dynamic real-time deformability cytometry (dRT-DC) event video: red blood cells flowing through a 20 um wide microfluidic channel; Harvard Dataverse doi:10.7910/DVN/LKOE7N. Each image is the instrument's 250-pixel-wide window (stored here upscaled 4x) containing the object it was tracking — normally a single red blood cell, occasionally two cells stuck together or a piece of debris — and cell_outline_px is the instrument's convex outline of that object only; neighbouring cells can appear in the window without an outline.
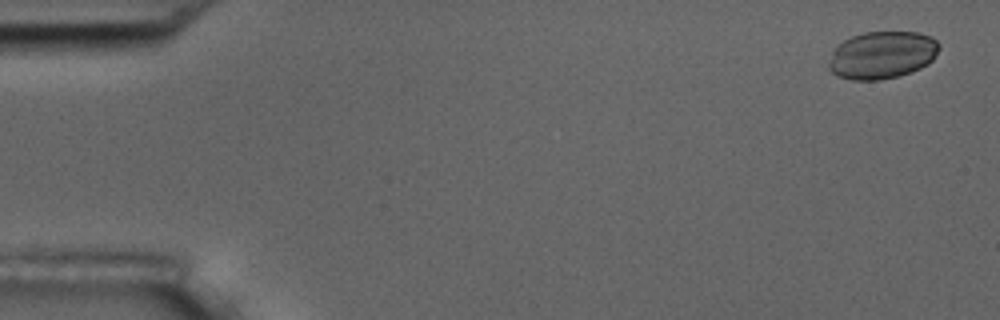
{"species": "common noctule bat (a hibernating species)", "species_latin": "Nyctalus noctula", "temperature_condition": "room temperature", "stored_images_in_passage": 57, "camera_frame_rate_fps": 3000, "um_per_image_px": 0.085, "animal": {"sex": "male", "body_mass_g": 17.5, "forearm_length_mm": 52.3}, "frame": {"image": 1, "passage_image": 3, "time_ms": 0.667, "image_size_px": [1000, 320], "cell_outline_px": [[940, 48], [932, 60], [928, 64], [912, 72], [900, 76], [880, 80], [852, 80], [836, 76], [828, 68], [828, 64], [832, 52], [844, 40], [852, 36], [864, 32], [916, 32], [928, 36], [936, 40], [940, 44]], "centroid_in_image_um": [74.98, 4.69], "position_along_channel_um": 10.0, "area_um2": 30.63}}
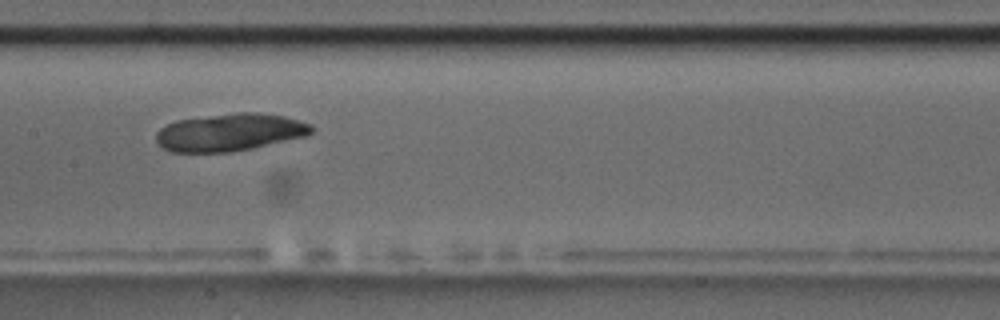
{"frame": {"image": 2, "passage_image": 29, "time_ms": 9.333, "image_size_px": [1000, 320], "cell_outline_px": [[312, 132], [304, 136], [252, 148], [232, 152], [172, 152], [160, 148], [156, 144], [156, 132], [160, 128], [176, 120], [236, 112], [256, 112], [284, 116], [300, 120], [312, 124]], "centroid_in_image_um": [19.49, 11.25], "position_along_channel_um": 187.9, "area_um2": 34.04}}
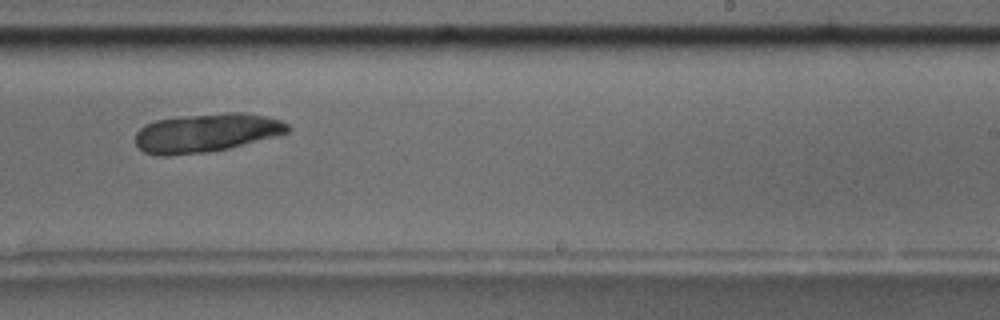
{"frame": {"image": 3, "passage_image": 36, "time_ms": 11.667, "image_size_px": [1000, 320], "cell_outline_px": [[292, 128], [288, 132], [228, 148], [204, 152], [168, 156], [156, 156], [144, 152], [136, 144], [136, 132], [144, 124], [156, 120], [184, 116], [224, 112], [244, 112], [264, 116], [280, 120], [288, 124]], "centroid_in_image_um": [17.5, 11.28], "position_along_channel_um": 271.5, "area_um2": 34.16}}